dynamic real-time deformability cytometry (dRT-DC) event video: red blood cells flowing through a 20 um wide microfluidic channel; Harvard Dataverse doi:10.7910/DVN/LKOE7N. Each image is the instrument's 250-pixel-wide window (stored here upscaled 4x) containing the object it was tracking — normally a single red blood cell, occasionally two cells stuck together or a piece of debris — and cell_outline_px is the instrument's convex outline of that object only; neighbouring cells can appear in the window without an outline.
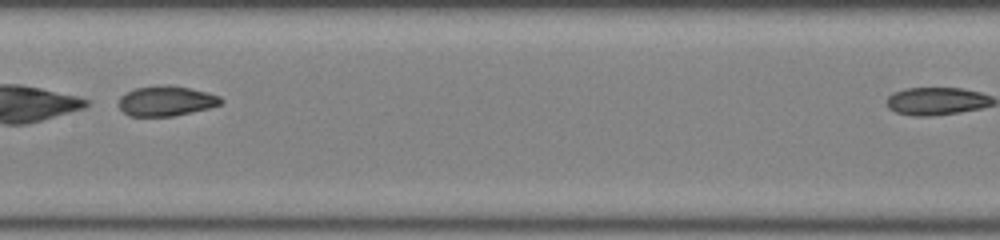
{"species": "common noctule bat (a hibernating species)", "species_latin": "Nyctalus noctula", "temperature_condition": "room temperature", "stored_images_in_passage": 24, "camera_frame_rate_fps": 3000, "um_per_image_px": 0.085, "animal": {"sex": "female", "body_mass_g": 22.0, "forearm_length_mm": 56.7}, "frame": {"image": 1, "passage_image": 21, "time_ms": 6.667, "image_size_px": [1000, 240], "cell_outline_px": [[224, 100], [220, 104], [208, 108], [172, 116], [128, 116], [120, 108], [120, 96], [136, 88], [160, 84], [168, 84], [188, 88], [220, 96]], "centroid_in_image_um": [14.11, 8.57], "position_along_channel_um": 193.3, "area_um2": 17.69}}